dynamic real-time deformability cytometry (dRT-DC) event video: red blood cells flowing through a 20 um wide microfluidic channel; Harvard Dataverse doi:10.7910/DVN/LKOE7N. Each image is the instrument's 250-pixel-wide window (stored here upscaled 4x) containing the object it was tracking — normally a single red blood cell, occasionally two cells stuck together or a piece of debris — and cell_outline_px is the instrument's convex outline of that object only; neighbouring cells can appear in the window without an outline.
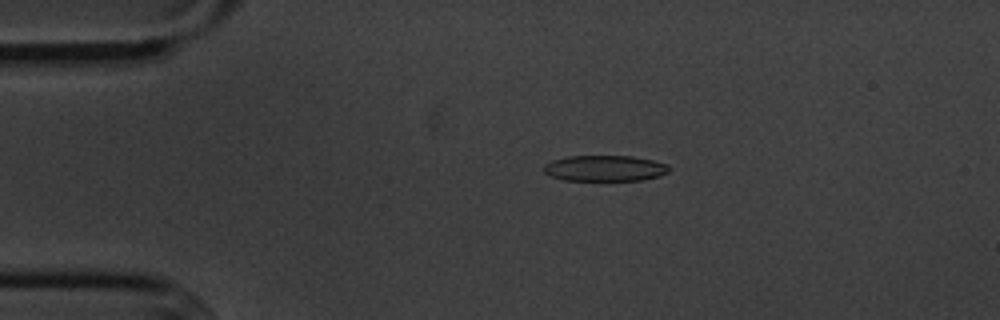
{"species": "common noctule bat (a hibernating species)", "species_latin": "Nyctalus noctula", "temperature_condition": "cold", "stored_images_in_passage": 55, "camera_frame_rate_fps": 3000, "um_per_image_px": 0.085, "animal": {"sex": "male", "body_mass_g": 20.1, "forearm_length_mm": 53.5}, "frame": {"image": 1, "passage_image": 11, "time_ms": 3.333, "image_size_px": [1000, 320], "cell_outline_px": [[668, 172], [660, 176], [644, 180], [564, 180], [552, 176], [544, 172], [544, 164], [552, 160], [568, 156], [632, 156], [652, 160], [668, 164]], "centroid_in_image_um": [51.42, 14.3], "position_along_channel_um": 33.6, "area_um2": 18.84}}
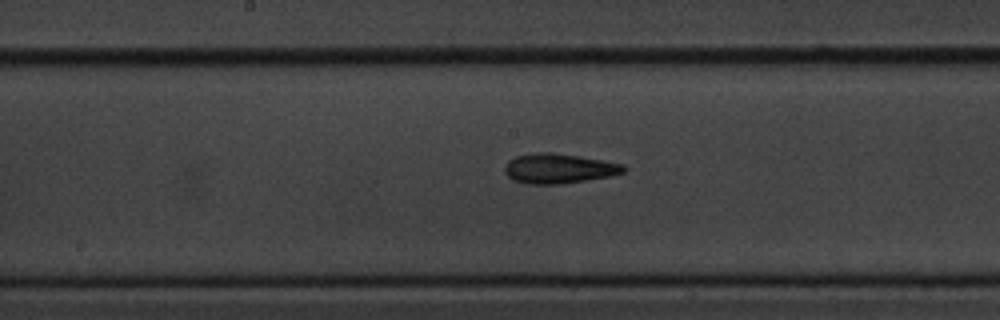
{"frame": {"image": 2, "passage_image": 28, "time_ms": 9.0, "image_size_px": [1000, 320], "cell_outline_px": [[628, 168], [624, 172], [612, 176], [560, 184], [528, 184], [512, 180], [504, 172], [504, 168], [508, 160], [516, 156], [532, 152], [552, 152], [580, 156], [624, 164]], "centroid_in_image_um": [47.49, 14.31], "position_along_channel_um": 200.7, "area_um2": 20.92}}
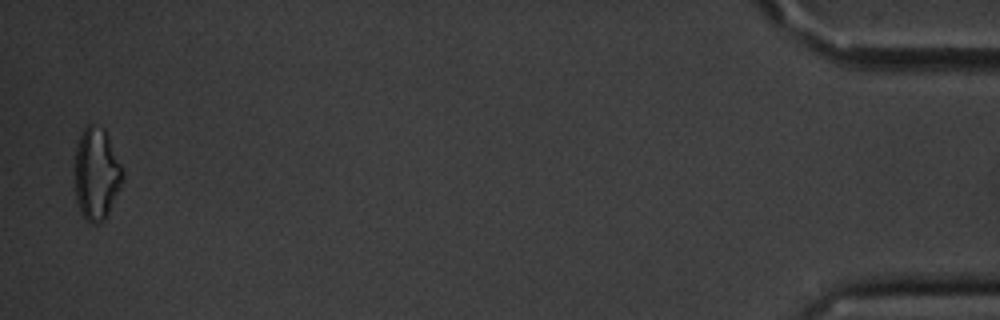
{"frame": {"image": 3, "passage_image": 54, "time_ms": 17.667, "image_size_px": [1000, 320], "cell_outline_px": [[124, 180], [108, 216], [104, 220], [96, 224], [88, 224], [80, 212], [76, 200], [72, 172], [72, 164], [76, 148], [80, 136], [84, 128], [88, 124], [92, 124], [104, 128], [124, 172]], "centroid_in_image_um": [8.16, 14.83], "position_along_channel_um": 427.0, "area_um2": 26.65}, "authors_computed_cell_mechanics": {"area_um2": 19.8254, "velocity_mm_per_s": 3.6348, "shape_relaxation_time_tau1_ms": 5.798, "shape_relaxation_time_tau2_ms": 5.4595, "deformation_change_tau1": 0.1286, "deformation_change_tau2": 0.1555}}